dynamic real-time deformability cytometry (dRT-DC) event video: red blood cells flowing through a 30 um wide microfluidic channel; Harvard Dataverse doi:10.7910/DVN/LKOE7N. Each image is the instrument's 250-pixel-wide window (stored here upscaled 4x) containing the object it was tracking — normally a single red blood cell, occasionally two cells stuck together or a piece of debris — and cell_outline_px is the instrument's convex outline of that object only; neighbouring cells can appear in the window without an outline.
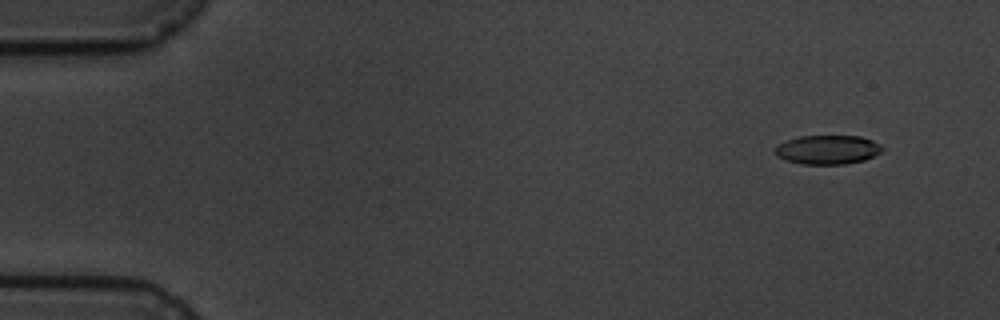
{"species": "common noctule bat (a hibernating species)", "species_latin": "Nyctalus noctula", "temperature_condition": "cold", "stored_images_in_passage": 7, "camera_frame_rate_fps": 3000, "um_per_image_px": 0.085, "animal": {"sex": "male", "body_mass_g": 19.5, "forearm_length_mm": 54.6}, "frame": {"image": 1, "passage_image": 1, "time_ms": 0.0, "image_size_px": [1000, 320], "cell_outline_px": [[884, 148], [880, 152], [864, 160], [844, 164], [804, 164], [784, 160], [776, 156], [772, 152], [780, 144], [788, 140], [800, 136], [860, 136], [872, 140], [880, 144]], "centroid_in_image_um": [70.33, 12.72], "position_along_channel_um": 14.7, "area_um2": 18.09}}
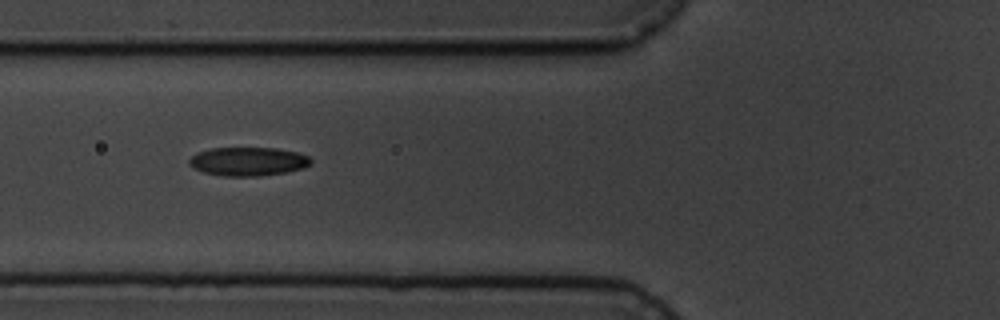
{"frame": {"image": 2, "passage_image": 6, "time_ms": 5.667, "image_size_px": [1000, 320], "cell_outline_px": [[312, 164], [304, 168], [288, 172], [260, 176], [224, 176], [204, 172], [192, 168], [188, 164], [188, 160], [196, 152], [212, 148], [276, 148], [296, 152], [308, 156], [312, 160]], "centroid_in_image_um": [21.09, 13.73], "position_along_channel_um": 104.7, "area_um2": 20.52}}
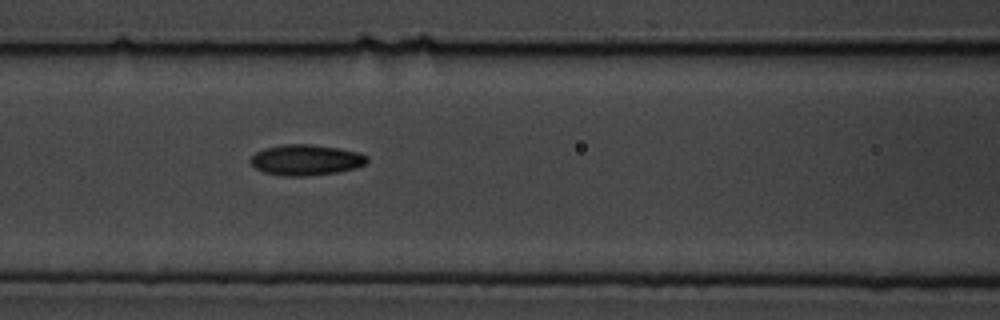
{"frame": {"image": 3, "passage_image": 7, "time_ms": 6.667, "image_size_px": [1000, 320], "cell_outline_px": [[368, 160], [364, 164], [356, 168], [336, 172], [304, 176], [280, 176], [264, 172], [256, 168], [248, 160], [256, 152], [264, 148], [284, 144], [312, 144], [336, 148], [356, 152], [368, 156]], "centroid_in_image_um": [25.97, 13.59], "position_along_channel_um": 140.6, "area_um2": 20.75}}